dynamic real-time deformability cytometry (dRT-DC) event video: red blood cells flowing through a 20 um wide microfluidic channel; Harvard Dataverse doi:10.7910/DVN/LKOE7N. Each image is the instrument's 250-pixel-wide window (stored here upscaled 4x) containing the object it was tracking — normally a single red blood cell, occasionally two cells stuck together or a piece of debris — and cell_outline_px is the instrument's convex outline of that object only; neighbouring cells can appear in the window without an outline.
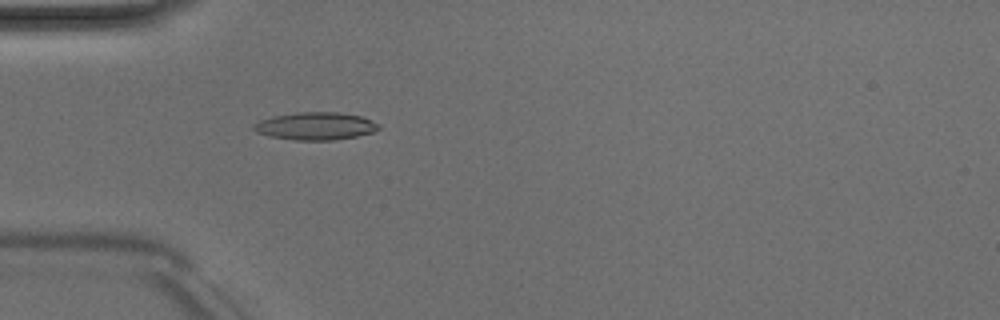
{"species": "Egyptian fruit bat (a non-hibernating species)", "species_latin": "Rousettus aegyptiacus", "temperature_condition": "room temperature", "stored_images_in_passage": 3, "camera_frame_rate_fps": 3000, "um_per_image_px": 0.085, "animal": {"sex": "male"}, "frame": {"image": 1, "passage_image": 3, "time_ms": 3.667, "image_size_px": [1000, 320], "cell_outline_px": [[380, 128], [372, 132], [356, 136], [332, 140], [296, 140], [272, 136], [256, 132], [252, 128], [252, 124], [260, 120], [272, 116], [296, 112], [336, 112], [360, 116], [380, 124]], "centroid_in_image_um": [26.79, 10.71], "position_along_channel_um": 58.2, "area_um2": 20.0}}